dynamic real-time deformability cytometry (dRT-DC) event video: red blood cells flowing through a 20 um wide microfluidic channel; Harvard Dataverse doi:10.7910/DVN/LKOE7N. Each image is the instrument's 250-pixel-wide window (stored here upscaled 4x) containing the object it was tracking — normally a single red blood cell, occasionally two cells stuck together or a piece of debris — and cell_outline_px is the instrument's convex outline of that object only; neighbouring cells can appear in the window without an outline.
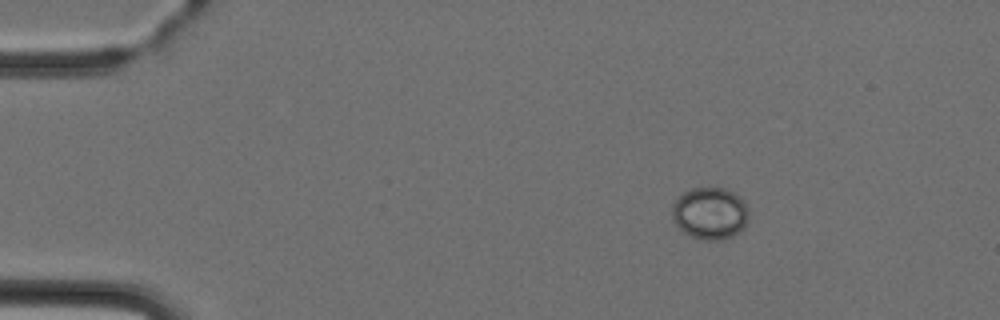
{"species": "Egyptian fruit bat (a non-hibernating species)", "species_latin": "Rousettus aegyptiacus", "temperature_condition": "cold", "stored_images_in_passage": 3, "camera_frame_rate_fps": 3000, "um_per_image_px": 0.085, "animal": {"sex": "female"}, "frame": {"image": 1, "passage_image": 3, "time_ms": 5.333, "image_size_px": [1000, 320], "cell_outline_px": [[748, 216], [744, 228], [740, 232], [724, 240], [704, 240], [692, 236], [684, 232], [672, 220], [672, 204], [684, 192], [692, 188], [724, 188], [732, 192], [744, 200], [748, 212]], "centroid_in_image_um": [60.35, 18.14], "position_along_channel_um": 24.6, "area_um2": 23.24}}